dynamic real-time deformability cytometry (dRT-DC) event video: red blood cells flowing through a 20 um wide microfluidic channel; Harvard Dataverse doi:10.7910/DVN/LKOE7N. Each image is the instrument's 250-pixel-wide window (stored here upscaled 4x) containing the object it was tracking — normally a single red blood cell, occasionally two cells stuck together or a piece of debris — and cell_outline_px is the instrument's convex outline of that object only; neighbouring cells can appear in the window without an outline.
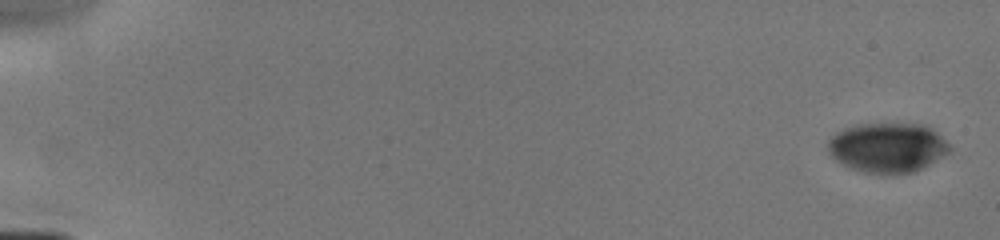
{"species": "human", "species_latin": "Homo sapiens", "temperature_condition": "cold", "stored_images_in_passage": 7, "camera_frame_rate_fps": 3000, "um_per_image_px": 0.085, "donor": {"sex": "male"}, "frame": {"image": 1, "passage_image": 1, "time_ms": 0.0, "image_size_px": [1000, 240], "cell_outline_px": [[952, 148], [948, 152], [924, 168], [916, 172], [888, 176], [884, 176], [864, 172], [848, 168], [836, 160], [832, 156], [828, 148], [828, 140], [836, 132], [844, 128], [856, 124], [920, 124], [932, 128]], "centroid_in_image_um": [75.42, 12.58], "position_along_channel_um": 9.6, "area_um2": 35.66}}
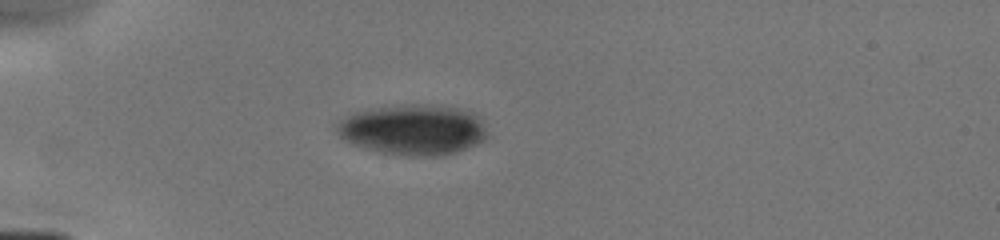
{"frame": {"image": 2, "passage_image": 6, "time_ms": 4.667, "image_size_px": [1000, 240], "cell_outline_px": [[488, 136], [464, 148], [440, 156], [404, 156], [380, 152], [352, 144], [344, 140], [332, 128], [340, 120], [356, 112], [380, 108], [456, 108], [476, 112], [480, 116]], "centroid_in_image_um": [35.07, 11.09], "position_along_channel_um": 49.9, "area_um2": 42.6}}